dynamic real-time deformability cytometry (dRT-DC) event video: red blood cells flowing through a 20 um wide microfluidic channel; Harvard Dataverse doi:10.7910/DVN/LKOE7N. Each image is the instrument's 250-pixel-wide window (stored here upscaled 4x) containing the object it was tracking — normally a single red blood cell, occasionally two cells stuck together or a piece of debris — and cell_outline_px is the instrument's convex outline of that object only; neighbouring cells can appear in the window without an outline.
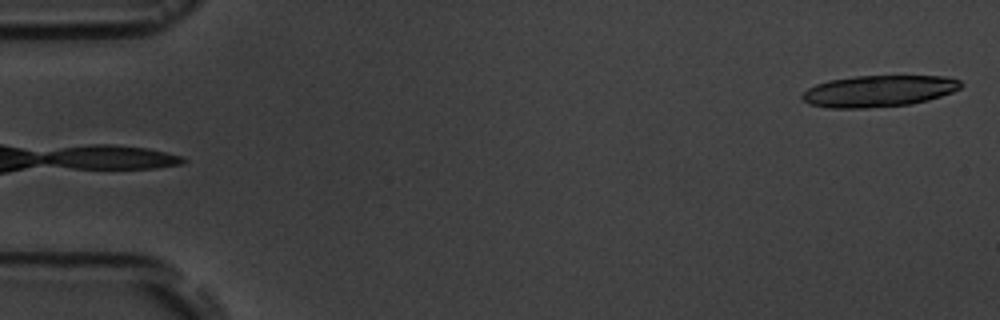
{"species": "common noctule bat (a hibernating species)", "species_latin": "Nyctalus noctula", "temperature_condition": "room temperature", "stored_images_in_passage": 6, "camera_frame_rate_fps": 3000, "um_per_image_px": 0.085, "animal": {"sex": "male", "body_mass_g": 19.5, "forearm_length_mm": 54.6}, "frame": {"image": 1, "passage_image": 6, "time_ms": 5.667, "image_size_px": [1000, 320], "cell_outline_px": [[964, 84], [960, 88], [952, 92], [928, 100], [912, 104], [868, 108], [828, 108], [808, 104], [800, 96], [808, 88], [816, 84], [828, 80], [856, 76], [944, 76], [960, 80]], "centroid_in_image_um": [74.68, 7.74], "position_along_channel_um": 10.3, "area_um2": 29.25}}